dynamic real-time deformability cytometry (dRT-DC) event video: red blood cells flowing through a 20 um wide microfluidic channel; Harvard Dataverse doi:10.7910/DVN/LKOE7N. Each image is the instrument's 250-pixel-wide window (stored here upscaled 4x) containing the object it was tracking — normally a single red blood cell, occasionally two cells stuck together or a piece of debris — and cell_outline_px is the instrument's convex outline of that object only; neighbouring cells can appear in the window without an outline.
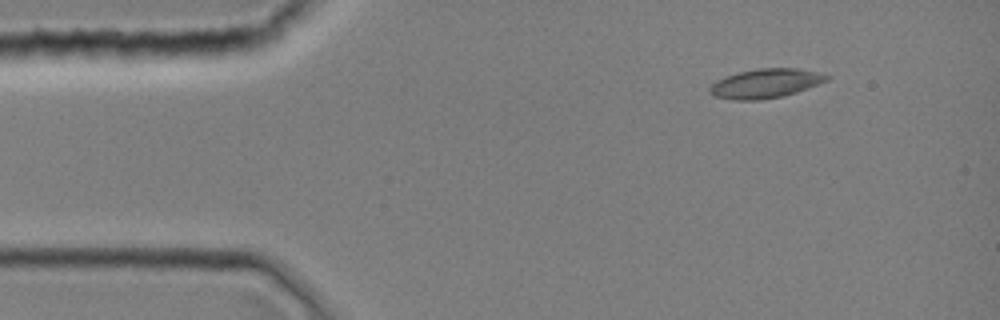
{"species": "common noctule bat (a hibernating species)", "species_latin": "Nyctalus noctula", "temperature_condition": "room temperature", "stored_images_in_passage": 2, "camera_frame_rate_fps": 3000, "um_per_image_px": 0.085, "animal": {"sex": "female", "body_mass_g": 19.0, "forearm_length_mm": 51.5}, "frame": {"image": 1, "passage_image": 1, "time_ms": 0.0, "image_size_px": [1000, 320], "cell_outline_px": [[832, 76], [828, 80], [796, 92], [784, 96], [760, 100], [732, 100], [716, 96], [708, 92], [708, 88], [716, 80], [740, 72], [756, 68], [796, 68], [816, 72]], "centroid_in_image_um": [65.06, 7.09], "position_along_channel_um": 19.9, "area_um2": 19.83}}